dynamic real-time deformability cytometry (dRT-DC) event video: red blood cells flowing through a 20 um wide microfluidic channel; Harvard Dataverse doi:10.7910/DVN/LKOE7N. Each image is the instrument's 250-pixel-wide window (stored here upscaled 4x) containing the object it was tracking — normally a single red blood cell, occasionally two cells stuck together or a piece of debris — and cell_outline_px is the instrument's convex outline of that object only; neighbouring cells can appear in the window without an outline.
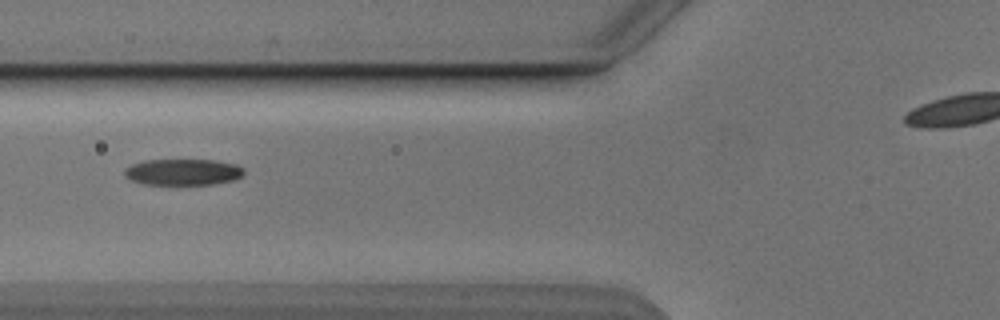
{"species": "Egyptian fruit bat (a non-hibernating species)", "species_latin": "Rousettus aegyptiacus", "temperature_condition": "cold", "stored_images_in_passage": 7, "camera_frame_rate_fps": 3000, "um_per_image_px": 0.085, "animal": {"sex": "male"}, "frame": {"image": 1, "passage_image": 4, "time_ms": 3.667, "image_size_px": [1000, 320], "cell_outline_px": [[244, 172], [236, 180], [212, 184], [144, 184], [132, 180], [124, 176], [124, 168], [132, 164], [144, 160], [216, 160], [236, 164], [244, 168]], "centroid_in_image_um": [15.55, 14.61], "position_along_channel_um": 110.2, "area_um2": 18.32}}
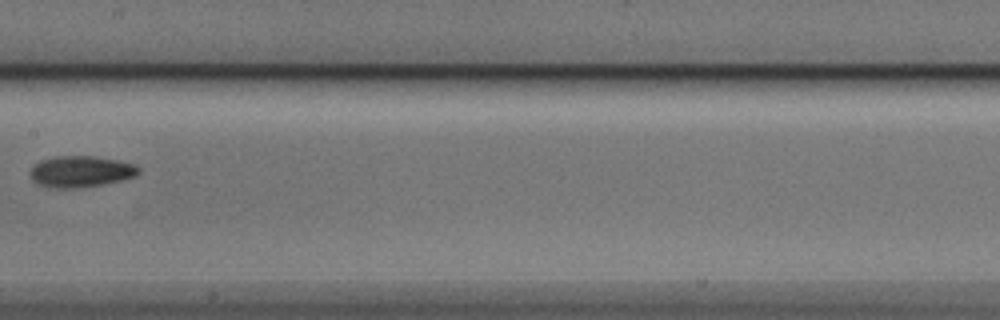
{"frame": {"image": 2, "passage_image": 6, "time_ms": 6.0, "image_size_px": [1000, 320], "cell_outline_px": [[140, 172], [136, 176], [124, 180], [104, 184], [76, 188], [48, 188], [32, 180], [28, 172], [32, 164], [40, 160], [52, 156], [96, 156], [136, 164], [140, 168]], "centroid_in_image_um": [6.84, 14.57], "position_along_channel_um": 200.6, "area_um2": 20.23}}
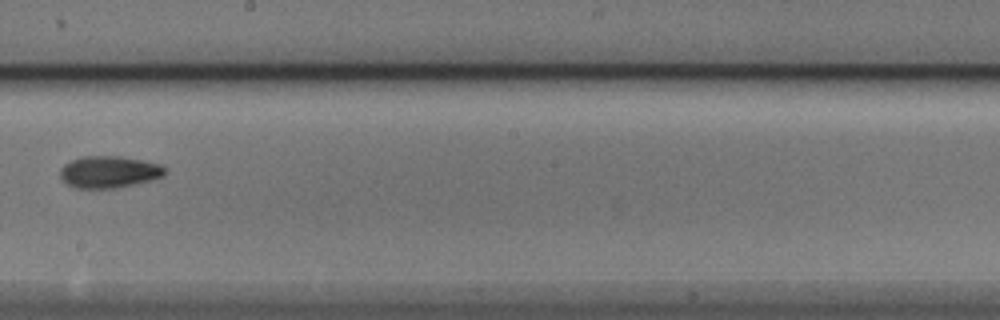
{"frame": {"image": 3, "passage_image": 7, "time_ms": 7.0, "image_size_px": [1000, 320], "cell_outline_px": [[168, 172], [164, 176], [152, 180], [136, 184], [116, 188], [76, 188], [64, 184], [60, 176], [60, 168], [64, 164], [80, 156], [120, 156], [144, 160], [160, 164], [168, 168]], "centroid_in_image_um": [9.29, 14.61], "position_along_channel_um": 238.9, "area_um2": 19.94}}